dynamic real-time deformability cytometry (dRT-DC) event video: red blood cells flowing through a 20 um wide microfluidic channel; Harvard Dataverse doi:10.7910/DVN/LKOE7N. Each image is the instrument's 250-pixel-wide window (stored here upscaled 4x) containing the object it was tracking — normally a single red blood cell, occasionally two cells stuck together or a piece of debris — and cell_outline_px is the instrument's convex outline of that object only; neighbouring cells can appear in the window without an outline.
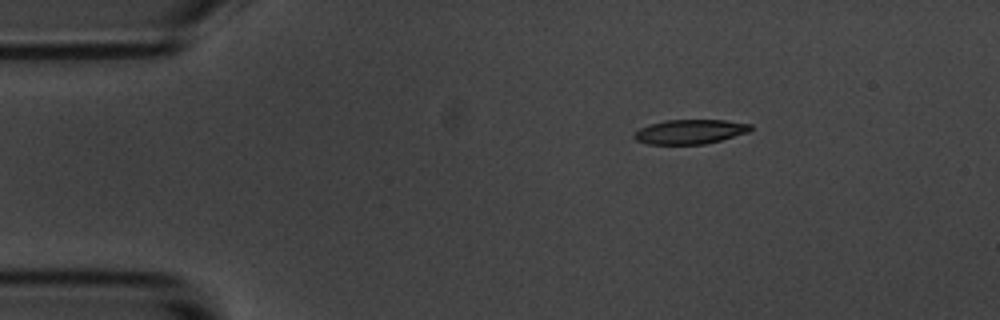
{"species": "common noctule bat (a hibernating species)", "species_latin": "Nyctalus noctula", "temperature_condition": "room temperature", "stored_images_in_passage": 3, "camera_frame_rate_fps": 3000, "um_per_image_px": 0.085, "animal": {"sex": "male", "body_mass_g": 20.1, "forearm_length_mm": 53.5}, "frame": {"image": 1, "passage_image": 1, "time_ms": 0.0, "image_size_px": [1000, 320], "cell_outline_px": [[752, 128], [748, 132], [720, 140], [704, 144], [648, 144], [636, 140], [632, 136], [640, 128], [652, 124], [668, 120], [724, 120], [752, 124]], "centroid_in_image_um": [58.66, 11.19], "position_along_channel_um": 26.3, "area_um2": 16.36}}